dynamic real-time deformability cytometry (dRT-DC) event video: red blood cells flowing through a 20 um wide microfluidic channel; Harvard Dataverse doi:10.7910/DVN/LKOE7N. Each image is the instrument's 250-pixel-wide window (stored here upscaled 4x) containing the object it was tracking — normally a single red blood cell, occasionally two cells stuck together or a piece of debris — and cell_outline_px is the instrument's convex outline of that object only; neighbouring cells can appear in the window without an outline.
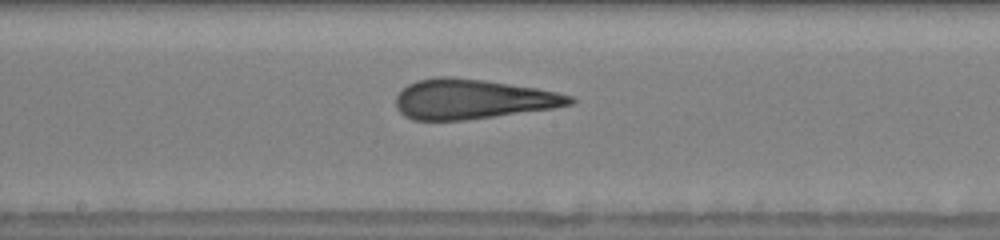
{"species": "human", "species_latin": "Homo sapiens", "temperature_condition": "warm", "stored_images_in_passage": 40, "camera_frame_rate_fps": 3000, "um_per_image_px": 0.085, "donor": {"sex": "male"}, "frame": {"image": 1, "passage_image": 23, "time_ms": 7.333, "image_size_px": [1000, 240], "cell_outline_px": [[576, 100], [572, 104], [552, 108], [464, 120], [412, 120], [404, 116], [396, 108], [396, 96], [408, 84], [416, 80], [440, 76], [452, 76], [484, 80], [536, 88], [556, 92], [572, 96]], "centroid_in_image_um": [40.12, 8.42], "position_along_channel_um": 208.1, "area_um2": 40.17}}
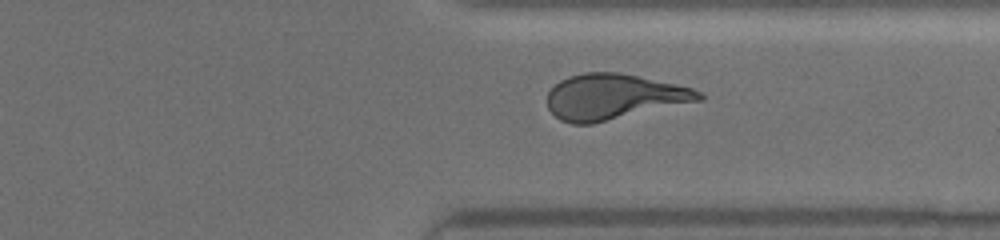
{"frame": {"image": 2, "passage_image": 34, "time_ms": 11.0, "image_size_px": [1000, 240], "cell_outline_px": [[704, 100], [592, 124], [572, 124], [560, 120], [548, 108], [548, 92], [560, 80], [568, 76], [584, 72], [620, 72], [676, 84], [692, 88], [700, 92], [704, 96]], "centroid_in_image_um": [52.18, 8.23], "position_along_channel_um": 359.2, "area_um2": 40.34}}
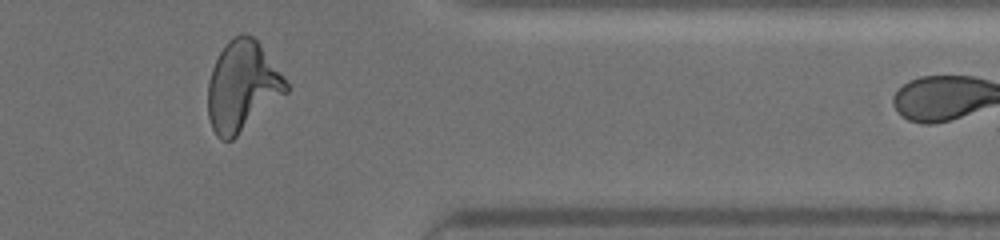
{"frame": {"image": 3, "passage_image": 37, "time_ms": 12.0, "image_size_px": [1000, 240], "cell_outline_px": [[288, 92], [232, 140], [220, 140], [216, 136], [212, 128], [208, 116], [208, 80], [212, 68], [220, 52], [228, 40], [232, 36], [244, 32], [252, 36], [256, 40], [288, 84]], "centroid_in_image_um": [20.56, 7.35], "position_along_channel_um": 390.8, "area_um2": 40.69}}